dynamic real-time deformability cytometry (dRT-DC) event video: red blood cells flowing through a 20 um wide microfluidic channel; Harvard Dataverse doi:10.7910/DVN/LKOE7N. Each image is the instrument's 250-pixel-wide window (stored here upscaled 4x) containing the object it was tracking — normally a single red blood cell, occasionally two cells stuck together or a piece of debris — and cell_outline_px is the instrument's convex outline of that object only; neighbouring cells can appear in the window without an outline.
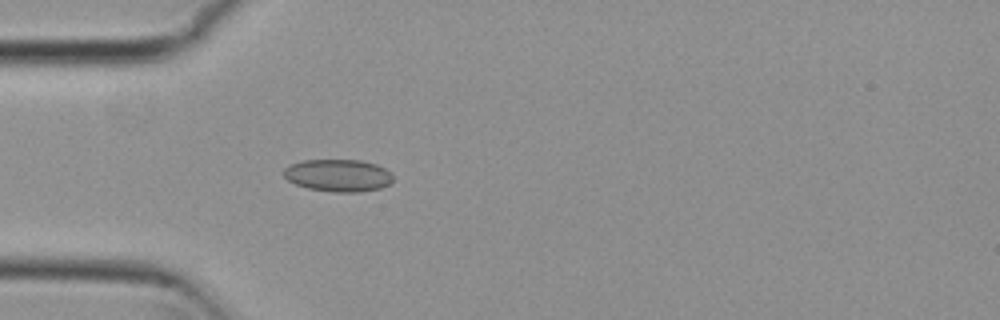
{"species": "common noctule bat (a hibernating species)", "species_latin": "Nyctalus noctula", "temperature_condition": "cold", "stored_images_in_passage": 2, "camera_frame_rate_fps": 3000, "um_per_image_px": 0.085, "animal": {"sex": "female", "body_mass_g": 29.2, "forearm_length_mm": 56.3}, "frame": {"image": 1, "passage_image": 2, "time_ms": 0.333, "image_size_px": [1000, 320], "cell_outline_px": [[392, 184], [380, 188], [360, 192], [332, 192], [308, 188], [296, 184], [288, 180], [284, 176], [284, 168], [288, 164], [304, 160], [360, 160], [376, 164], [384, 168], [392, 176]], "centroid_in_image_um": [28.73, 14.91], "position_along_channel_um": 56.3, "area_um2": 20.63}}